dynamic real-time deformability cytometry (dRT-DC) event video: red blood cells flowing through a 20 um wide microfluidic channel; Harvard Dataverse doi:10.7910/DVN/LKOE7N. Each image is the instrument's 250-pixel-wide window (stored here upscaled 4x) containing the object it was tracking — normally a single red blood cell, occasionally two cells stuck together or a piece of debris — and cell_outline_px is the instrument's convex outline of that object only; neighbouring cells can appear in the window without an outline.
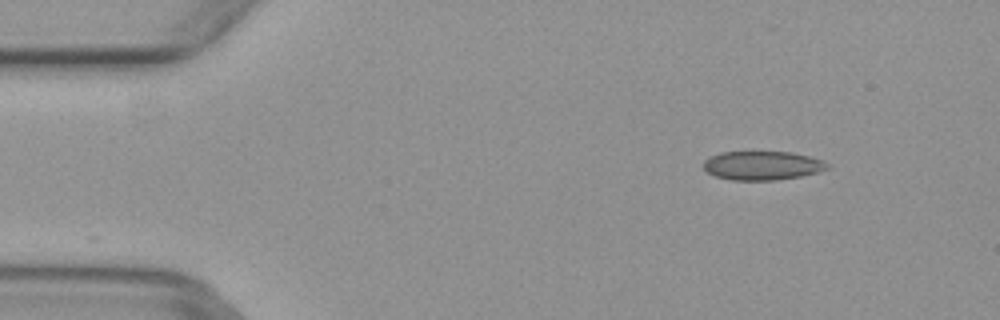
{"species": "common noctule bat (a hibernating species)", "species_latin": "Nyctalus noctula", "temperature_condition": "warm", "stored_images_in_passage": 3, "camera_frame_rate_fps": 3000, "um_per_image_px": 0.085, "animal": {"sex": "female", "body_mass_g": 29.2, "forearm_length_mm": 56.3}, "frame": {"image": 1, "passage_image": 1, "time_ms": 0.0, "image_size_px": [1000, 320], "cell_outline_px": [[828, 168], [816, 172], [800, 176], [776, 180], [732, 180], [716, 176], [708, 172], [704, 168], [704, 160], [720, 152], [792, 152], [808, 156], [820, 160], [828, 164]], "centroid_in_image_um": [64.77, 14.07], "position_along_channel_um": 20.2, "area_um2": 20.52}}